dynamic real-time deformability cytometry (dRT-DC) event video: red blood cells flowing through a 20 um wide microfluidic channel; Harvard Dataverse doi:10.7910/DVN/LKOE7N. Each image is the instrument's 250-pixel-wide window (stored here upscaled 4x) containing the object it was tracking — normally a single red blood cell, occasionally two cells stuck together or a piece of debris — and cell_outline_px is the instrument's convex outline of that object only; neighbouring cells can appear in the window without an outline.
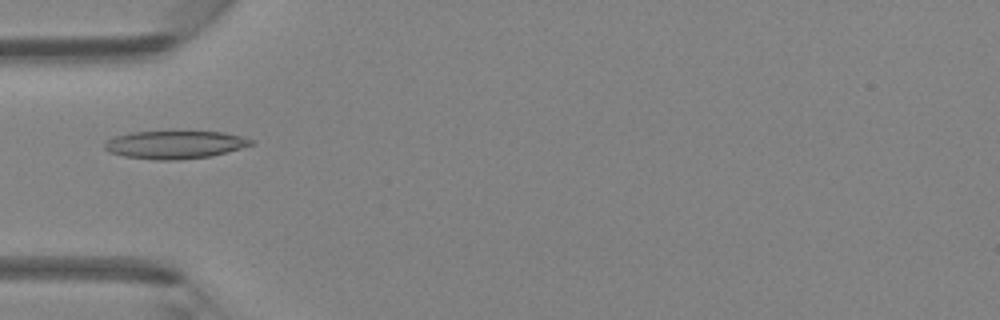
{"species": "Egyptian fruit bat (a non-hibernating species)", "species_latin": "Rousettus aegyptiacus", "temperature_condition": "room temperature", "stored_images_in_passage": 1, "camera_frame_rate_fps": 3000, "um_per_image_px": 0.085, "animal": {"sex": "female"}, "frame": {"image": 1, "passage_image": 1, "time_ms": 0.0, "image_size_px": [1000, 320], "cell_outline_px": [[256, 144], [212, 156], [180, 160], [156, 160], [124, 156], [108, 152], [104, 148], [104, 144], [108, 140], [116, 136], [132, 132], [220, 132], [240, 136], [256, 140]], "centroid_in_image_um": [14.9, 12.31], "position_along_channel_um": 70.1, "area_um2": 23.81}}